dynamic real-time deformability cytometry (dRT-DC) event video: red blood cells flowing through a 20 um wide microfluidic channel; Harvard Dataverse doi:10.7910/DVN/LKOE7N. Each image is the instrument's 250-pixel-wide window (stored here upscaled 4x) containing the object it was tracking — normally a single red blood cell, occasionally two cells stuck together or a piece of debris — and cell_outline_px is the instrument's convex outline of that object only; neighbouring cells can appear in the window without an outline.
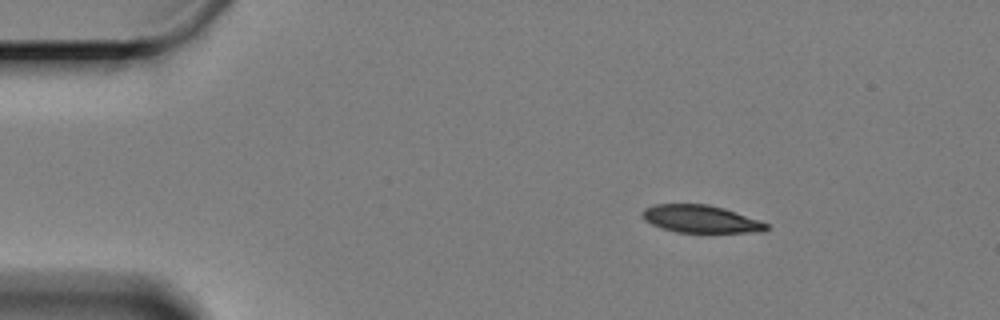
{"species": "Egyptian fruit bat (a non-hibernating species)", "species_latin": "Rousettus aegyptiacus", "temperature_condition": "cold", "stored_images_in_passage": 52, "camera_frame_rate_fps": 3000, "um_per_image_px": 0.085, "animal": {"sex": "female"}, "frame": {"image": 1, "passage_image": 1, "time_ms": 0.0, "image_size_px": [1000, 320], "cell_outline_px": [[768, 228], [764, 232], [676, 232], [652, 224], [644, 220], [644, 208], [656, 204], [708, 204], [724, 208], [760, 220], [768, 224]], "centroid_in_image_um": [59.6, 18.61], "position_along_channel_um": 25.4, "area_um2": 19.71}}
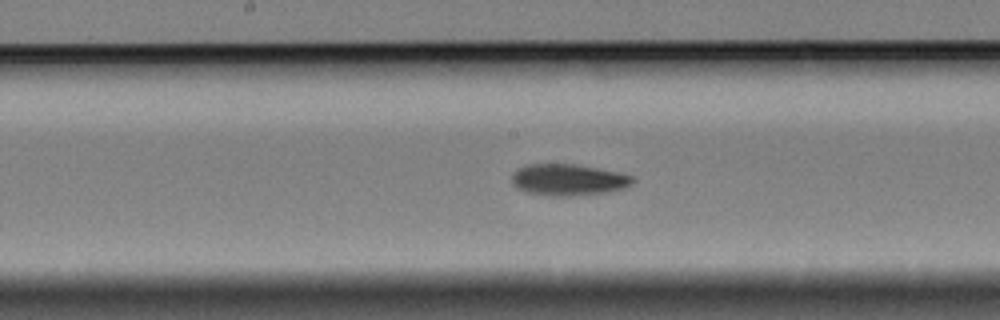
{"frame": {"image": 2, "passage_image": 23, "time_ms": 7.333, "image_size_px": [1000, 320], "cell_outline_px": [[636, 180], [632, 184], [624, 188], [608, 192], [572, 196], [548, 196], [528, 192], [516, 188], [512, 184], [512, 176], [520, 168], [528, 164], [576, 164], [616, 172], [632, 176]], "centroid_in_image_um": [48.31, 15.29], "position_along_channel_um": 199.9, "area_um2": 22.08}}
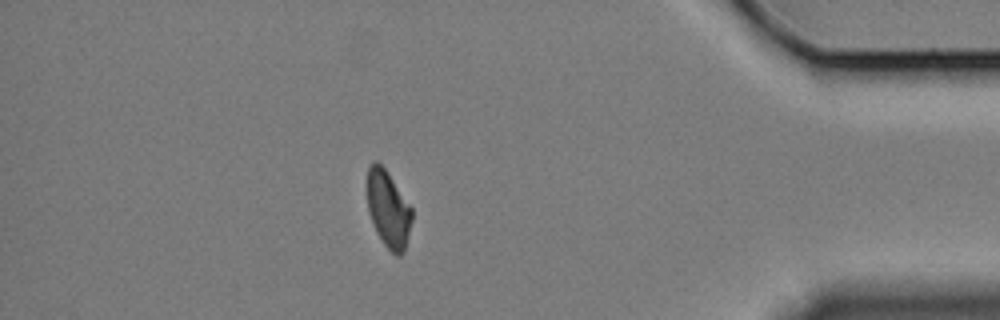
{"frame": {"image": 3, "passage_image": 45, "time_ms": 14.667, "image_size_px": [1000, 320], "cell_outline_px": [[412, 220], [404, 252], [400, 256], [396, 256], [384, 244], [376, 232], [368, 212], [364, 188], [368, 164], [372, 160], [376, 160], [384, 168], [412, 208]], "centroid_in_image_um": [32.93, 17.73], "position_along_channel_um": 402.3, "area_um2": 20.52}, "authors_computed_cell_mechanics": {"area_um2": 21.4727, "velocity_mm_per_s": 3.281, "shape_relaxation_time_tau1_ms": 5.4698, "shape_relaxation_time_tau2_ms": 6.6162, "deformation_change_tau1": 0.1359, "deformation_change_tau2": 0.1068}}